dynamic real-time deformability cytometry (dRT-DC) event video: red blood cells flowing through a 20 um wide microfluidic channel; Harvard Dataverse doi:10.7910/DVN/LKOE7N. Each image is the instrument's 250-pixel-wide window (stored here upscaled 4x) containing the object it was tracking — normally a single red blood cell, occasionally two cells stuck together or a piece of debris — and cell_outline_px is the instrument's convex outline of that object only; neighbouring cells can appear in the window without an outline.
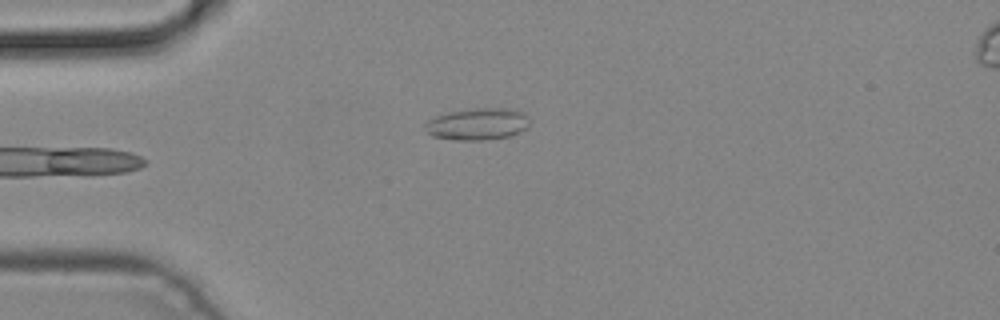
{"species": "common noctule bat (a hibernating species)", "species_latin": "Nyctalus noctula", "temperature_condition": "cold", "stored_images_in_passage": 4, "camera_frame_rate_fps": 3000, "um_per_image_px": 0.085, "animal": {"sex": "male", "body_mass_g": 19.2, "forearm_length_mm": 51.8}, "frame": {"image": 1, "passage_image": 4, "time_ms": 1.0, "image_size_px": [1000, 320], "cell_outline_px": [[528, 124], [520, 132], [512, 136], [480, 140], [452, 140], [432, 136], [424, 128], [424, 124], [428, 120], [436, 116], [448, 112], [472, 108], [508, 108], [524, 112], [528, 116]], "centroid_in_image_um": [40.57, 10.54], "position_along_channel_um": 44.4, "area_um2": 19.54}}